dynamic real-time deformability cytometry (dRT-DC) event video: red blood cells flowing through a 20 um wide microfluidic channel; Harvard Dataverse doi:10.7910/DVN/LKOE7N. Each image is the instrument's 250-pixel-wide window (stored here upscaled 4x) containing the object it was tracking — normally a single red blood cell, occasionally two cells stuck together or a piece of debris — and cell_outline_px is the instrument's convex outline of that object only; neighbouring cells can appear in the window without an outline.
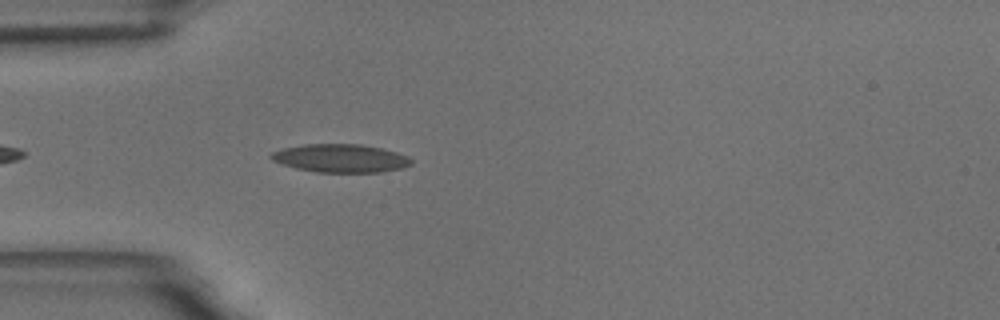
{"species": "common noctule bat (a hibernating species)", "species_latin": "Nyctalus noctula", "temperature_condition": "room temperature", "stored_images_in_passage": 3, "camera_frame_rate_fps": 3000, "um_per_image_px": 0.085, "animal": {"sex": "male", "body_mass_g": 18.8}, "frame": {"image": 1, "passage_image": 3, "time_ms": 2.333, "image_size_px": [1000, 320], "cell_outline_px": [[412, 164], [404, 168], [380, 172], [316, 172], [296, 168], [272, 160], [268, 156], [272, 152], [284, 148], [304, 144], [360, 144], [380, 148], [396, 152], [408, 156], [412, 160]], "centroid_in_image_um": [28.96, 13.45], "position_along_channel_um": 56.0, "area_um2": 23.0}}